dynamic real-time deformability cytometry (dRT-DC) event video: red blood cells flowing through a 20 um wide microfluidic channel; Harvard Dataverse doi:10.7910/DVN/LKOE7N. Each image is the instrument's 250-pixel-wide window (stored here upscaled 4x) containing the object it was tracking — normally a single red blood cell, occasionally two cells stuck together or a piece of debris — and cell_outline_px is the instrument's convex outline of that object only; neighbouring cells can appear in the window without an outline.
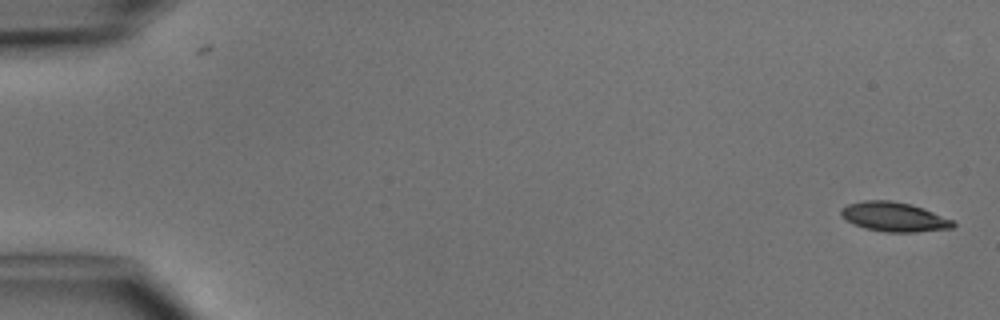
{"species": "common noctule bat (a hibernating species)", "species_latin": "Nyctalus noctula", "temperature_condition": "cold", "stored_images_in_passage": 4, "camera_frame_rate_fps": 3000, "um_per_image_px": 0.085, "animal": {"sex": "male", "body_mass_g": 15.6}, "frame": {"image": 1, "passage_image": 1, "time_ms": 0.0, "image_size_px": [1000, 320], "cell_outline_px": [[956, 224], [952, 228], [916, 232], [884, 232], [864, 228], [852, 224], [840, 216], [840, 208], [848, 204], [864, 200], [888, 200], [908, 204], [956, 220]], "centroid_in_image_um": [75.96, 18.44], "position_along_channel_um": 9.0, "area_um2": 19.25}}
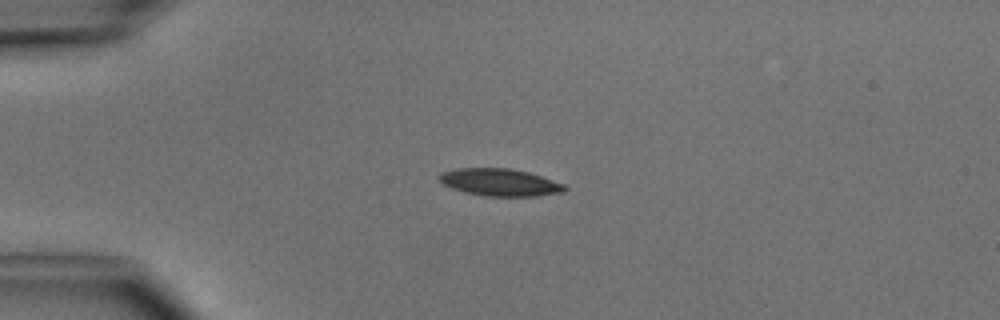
{"frame": {"image": 2, "passage_image": 4, "time_ms": 3.667, "image_size_px": [1000, 320], "cell_outline_px": [[568, 188], [564, 192], [536, 196], [484, 196], [464, 192], [452, 188], [444, 184], [436, 176], [440, 172], [456, 168], [508, 168], [528, 172], [564, 184]], "centroid_in_image_um": [42.46, 15.5], "position_along_channel_um": 42.5, "area_um2": 20.0}}